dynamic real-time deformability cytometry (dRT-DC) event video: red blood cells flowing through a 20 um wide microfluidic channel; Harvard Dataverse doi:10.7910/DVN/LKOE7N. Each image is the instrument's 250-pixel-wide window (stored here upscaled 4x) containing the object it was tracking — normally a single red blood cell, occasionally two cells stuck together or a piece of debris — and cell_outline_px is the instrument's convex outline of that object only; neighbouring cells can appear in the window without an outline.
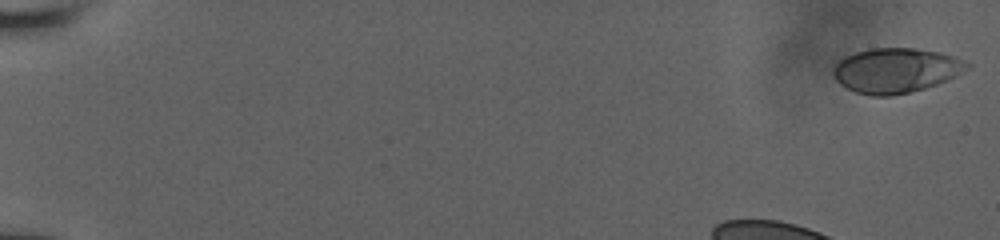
{"species": "human", "species_latin": "Homo sapiens", "temperature_condition": "room temperature", "stored_images_in_passage": 12, "camera_frame_rate_fps": 3000, "um_per_image_px": 0.085, "donor": {"sex": "male"}, "frame": {"image": 1, "passage_image": 1, "time_ms": 0.0, "image_size_px": [1000, 240], "cell_outline_px": [[972, 68], [948, 80], [924, 88], [892, 96], [872, 96], [856, 92], [840, 84], [836, 80], [832, 72], [832, 68], [844, 56], [856, 52], [872, 48], [912, 48], [940, 52], [952, 56], [972, 64]], "centroid_in_image_um": [76.16, 5.98], "position_along_channel_um": 8.8, "area_um2": 34.97}}
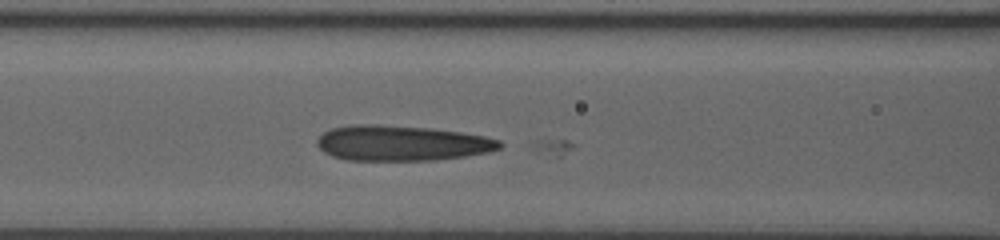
{"frame": {"image": 2, "passage_image": 12, "time_ms": 6.667, "image_size_px": [1000, 240], "cell_outline_px": [[504, 144], [500, 148], [488, 152], [464, 156], [436, 160], [344, 160], [332, 156], [324, 152], [316, 144], [316, 140], [324, 132], [332, 128], [352, 124], [376, 124], [428, 128], [460, 132], [484, 136], [500, 140]], "centroid_in_image_um": [34.12, 12.16], "position_along_channel_um": 132.5, "area_um2": 37.63}}